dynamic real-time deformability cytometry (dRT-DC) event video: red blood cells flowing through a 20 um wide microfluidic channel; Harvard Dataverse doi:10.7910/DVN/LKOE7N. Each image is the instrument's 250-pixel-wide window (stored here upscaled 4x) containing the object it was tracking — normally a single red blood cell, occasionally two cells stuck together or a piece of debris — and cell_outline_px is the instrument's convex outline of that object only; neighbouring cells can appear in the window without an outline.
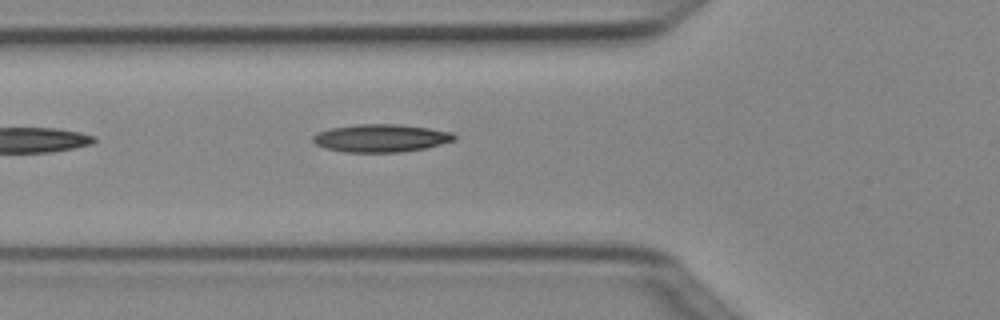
{"species": "Egyptian fruit bat (a non-hibernating species)", "species_latin": "Rousettus aegyptiacus", "temperature_condition": "cold", "stored_images_in_passage": 4, "camera_frame_rate_fps": 3000, "um_per_image_px": 0.085, "animal": {"sex": "female"}, "frame": {"image": 1, "passage_image": 4, "time_ms": 1.0, "image_size_px": [1000, 320], "cell_outline_px": [[456, 140], [428, 148], [400, 152], [344, 152], [324, 148], [316, 144], [312, 140], [312, 136], [316, 132], [332, 128], [356, 124], [400, 124], [428, 128], [452, 132], [456, 136]], "centroid_in_image_um": [32.38, 11.74], "position_along_channel_um": 93.4, "area_um2": 23.12}}